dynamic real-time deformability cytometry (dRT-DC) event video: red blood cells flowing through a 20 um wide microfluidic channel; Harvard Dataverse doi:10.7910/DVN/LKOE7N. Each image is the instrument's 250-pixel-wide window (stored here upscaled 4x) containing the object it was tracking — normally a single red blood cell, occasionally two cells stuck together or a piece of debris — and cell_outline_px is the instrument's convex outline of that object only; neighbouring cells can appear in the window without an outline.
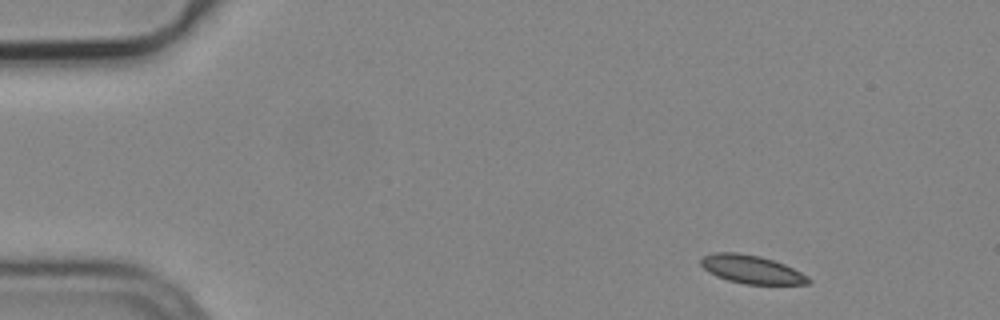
{"species": "common noctule bat (a hibernating species)", "species_latin": "Nyctalus noctula", "temperature_condition": "cold", "stored_images_in_passage": 4, "camera_frame_rate_fps": 3000, "um_per_image_px": 0.085, "animal": {"sex": "male", "body_mass_g": 19.2, "forearm_length_mm": 51.8}, "frame": {"image": 1, "passage_image": 1, "time_ms": 0.0, "image_size_px": [1000, 320], "cell_outline_px": [[812, 280], [808, 284], [744, 284], [728, 280], [716, 276], [708, 272], [700, 264], [700, 260], [704, 256], [716, 252], [736, 252], [760, 256], [784, 264], [808, 276]], "centroid_in_image_um": [63.87, 22.9], "position_along_channel_um": 21.1, "area_um2": 17.63}}
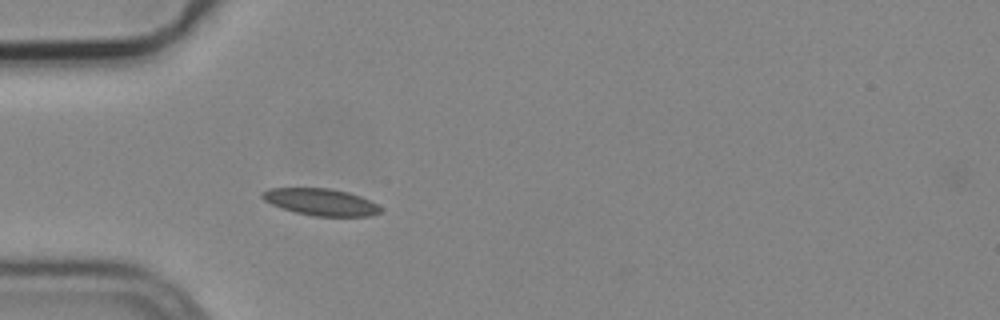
{"frame": {"image": 2, "passage_image": 4, "time_ms": 1.0, "image_size_px": [1000, 320], "cell_outline_px": [[380, 212], [372, 216], [312, 216], [296, 212], [272, 204], [264, 200], [260, 196], [260, 192], [268, 188], [328, 188], [348, 192], [360, 196], [376, 204], [380, 208]], "centroid_in_image_um": [27.23, 17.16], "position_along_channel_um": 57.8, "area_um2": 18.38}}